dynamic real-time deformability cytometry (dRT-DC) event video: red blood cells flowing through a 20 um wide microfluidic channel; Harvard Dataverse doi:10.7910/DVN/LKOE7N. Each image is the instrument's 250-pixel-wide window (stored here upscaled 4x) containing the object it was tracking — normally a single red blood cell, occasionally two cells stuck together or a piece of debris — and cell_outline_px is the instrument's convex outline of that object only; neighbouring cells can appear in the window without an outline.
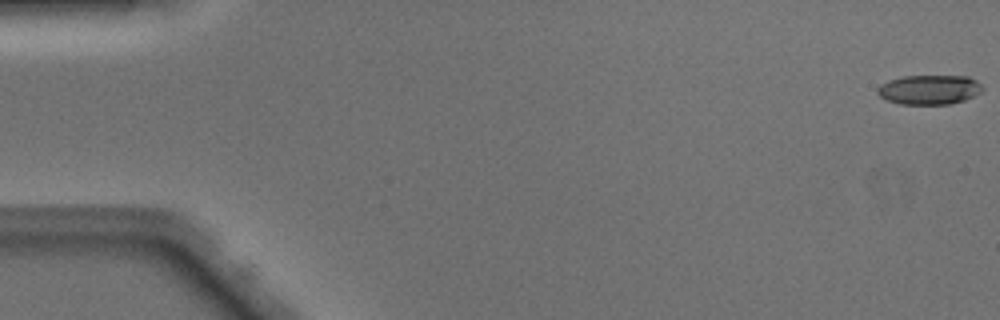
{"species": "Egyptian fruit bat (a non-hibernating species)", "species_latin": "Rousettus aegyptiacus", "temperature_condition": "warm", "stored_images_in_passage": 14, "camera_frame_rate_fps": 3000, "um_per_image_px": 0.085, "animal": {"sex": "male"}, "frame": {"image": 1, "passage_image": 1, "time_ms": 0.0, "image_size_px": [1000, 320], "cell_outline_px": [[984, 88], [980, 92], [964, 100], [948, 104], [900, 104], [888, 100], [880, 96], [876, 92], [876, 88], [880, 84], [888, 80], [904, 76], [968, 76], [976, 80]], "centroid_in_image_um": [78.96, 7.61], "position_along_channel_um": 6.0, "area_um2": 18.03}}
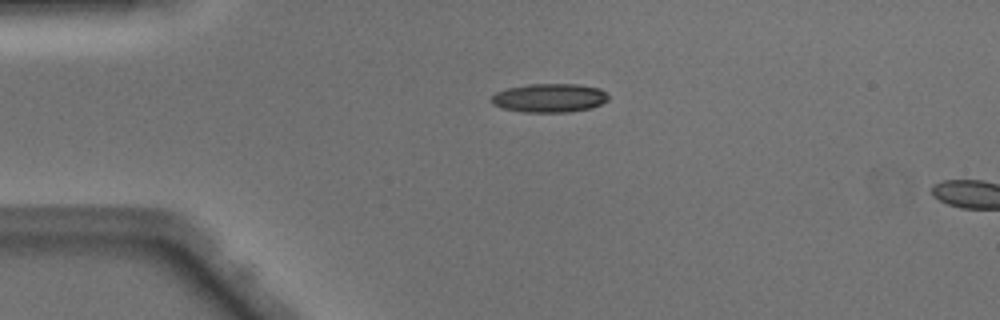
{"frame": {"image": 2, "passage_image": 12, "time_ms": 3.667, "image_size_px": [1000, 320], "cell_outline_px": [[608, 100], [592, 108], [568, 112], [524, 112], [504, 108], [492, 104], [488, 100], [496, 92], [504, 88], [528, 84], [576, 84], [600, 88], [608, 96]], "centroid_in_image_um": [46.66, 8.32], "position_along_channel_um": 38.3, "area_um2": 19.71}}